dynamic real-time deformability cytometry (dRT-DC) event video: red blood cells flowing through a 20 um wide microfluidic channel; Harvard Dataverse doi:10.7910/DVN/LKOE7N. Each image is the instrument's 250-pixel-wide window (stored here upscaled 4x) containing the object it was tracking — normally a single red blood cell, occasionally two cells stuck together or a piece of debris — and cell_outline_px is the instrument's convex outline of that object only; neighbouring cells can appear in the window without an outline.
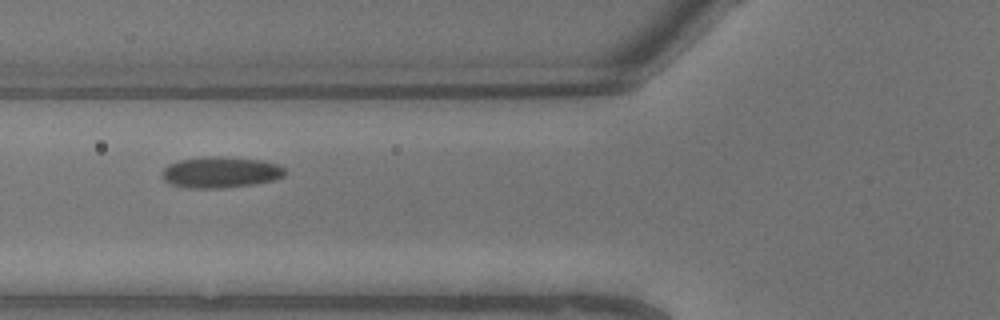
{"species": "common noctule bat (a hibernating species)", "species_latin": "Nyctalus noctula", "temperature_condition": "warm", "stored_images_in_passage": 10, "camera_frame_rate_fps": 3000, "um_per_image_px": 0.085, "animal": {"sex": "male", "body_mass_g": 13.3}, "frame": {"image": 1, "passage_image": 9, "time_ms": 2.667, "image_size_px": [1000, 320], "cell_outline_px": [[288, 172], [284, 176], [276, 180], [252, 184], [224, 188], [188, 188], [172, 184], [164, 180], [160, 176], [164, 168], [168, 164], [180, 160], [212, 156], [216, 156], [260, 160], [280, 164]], "centroid_in_image_um": [18.78, 14.65], "position_along_channel_um": 107.0, "area_um2": 22.37}}